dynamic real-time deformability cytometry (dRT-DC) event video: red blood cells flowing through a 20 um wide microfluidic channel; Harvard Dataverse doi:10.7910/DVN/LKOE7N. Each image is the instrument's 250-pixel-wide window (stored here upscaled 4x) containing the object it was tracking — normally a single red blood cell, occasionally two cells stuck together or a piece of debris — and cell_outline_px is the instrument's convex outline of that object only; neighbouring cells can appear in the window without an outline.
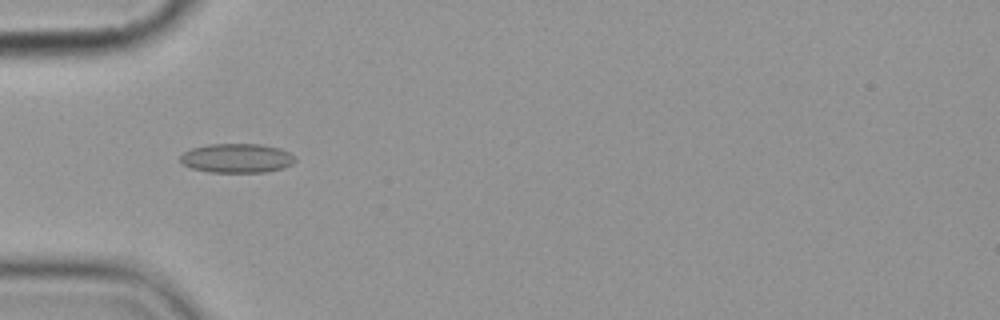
{"species": "common noctule bat (a hibernating species)", "species_latin": "Nyctalus noctula", "temperature_condition": "cold", "stored_images_in_passage": 2, "camera_frame_rate_fps": 3000, "um_per_image_px": 0.085, "animal": {"sex": "female", "body_mass_g": 19.9}, "frame": {"image": 1, "passage_image": 1, "time_ms": 0.0, "image_size_px": [1000, 320], "cell_outline_px": [[296, 160], [292, 164], [280, 168], [264, 172], [208, 172], [192, 168], [184, 164], [180, 160], [180, 156], [184, 152], [192, 148], [208, 144], [260, 144], [280, 148], [288, 152]], "centroid_in_image_um": [20.11, 13.44], "position_along_channel_um": 64.9, "area_um2": 19.36}}
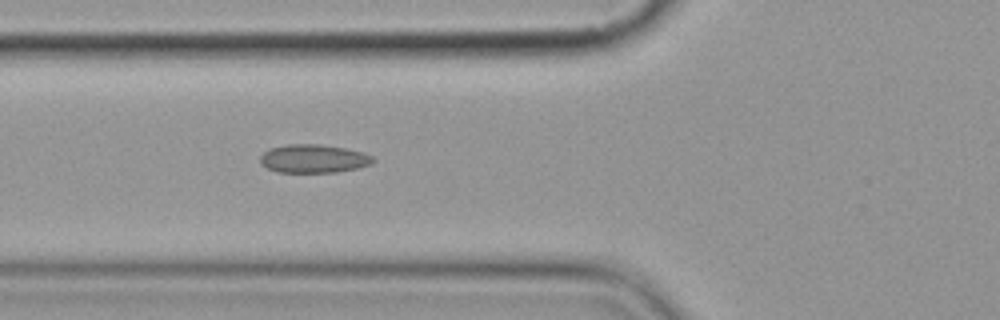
{"frame": {"image": 2, "passage_image": 2, "time_ms": 1.0, "image_size_px": [1000, 320], "cell_outline_px": [[376, 160], [372, 164], [356, 168], [336, 172], [276, 172], [260, 164], [260, 156], [264, 152], [272, 148], [288, 144], [320, 144], [344, 148], [364, 152], [372, 156]], "centroid_in_image_um": [26.66, 13.48], "position_along_channel_um": 99.1, "area_um2": 18.67}}